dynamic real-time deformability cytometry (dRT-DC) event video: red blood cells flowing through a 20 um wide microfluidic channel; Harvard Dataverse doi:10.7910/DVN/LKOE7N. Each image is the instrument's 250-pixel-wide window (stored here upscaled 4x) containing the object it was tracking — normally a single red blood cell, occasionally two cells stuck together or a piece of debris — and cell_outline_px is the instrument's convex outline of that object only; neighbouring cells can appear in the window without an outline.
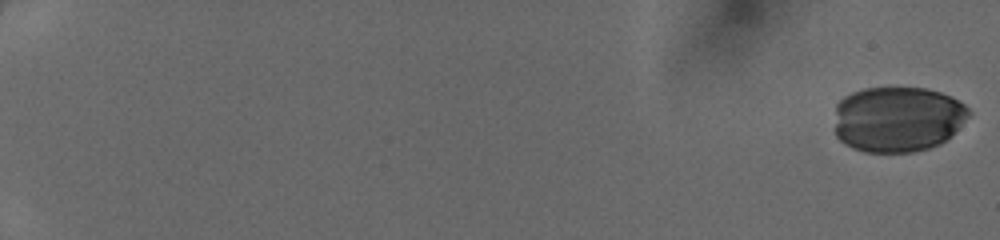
{"species": "human", "species_latin": "Homo sapiens", "temperature_condition": "cold", "stored_images_in_passage": 50, "camera_frame_rate_fps": 3000, "um_per_image_px": 0.085, "donor": {"sex": "female"}, "frame": {"image": 1, "passage_image": 1, "time_ms": 0.0, "image_size_px": [1000, 240], "cell_outline_px": [[972, 112], [940, 144], [928, 148], [912, 152], [864, 152], [852, 148], [840, 140], [836, 136], [836, 104], [844, 96], [852, 92], [864, 88], [924, 88], [940, 92], [952, 96], [964, 104]], "centroid_in_image_um": [76.27, 10.12], "position_along_channel_um": 8.7, "area_um2": 51.15}}
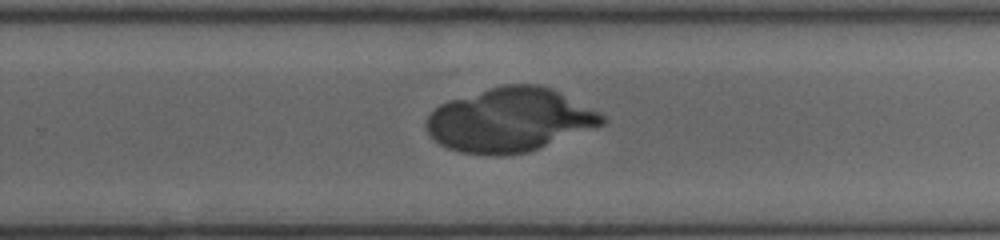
{"frame": {"image": 2, "passage_image": 36, "time_ms": 11.667, "image_size_px": [1000, 240], "cell_outline_px": [[608, 120], [604, 124], [528, 152], [504, 156], [500, 156], [460, 152], [448, 148], [440, 144], [428, 132], [428, 116], [440, 104], [448, 100], [500, 84], [540, 84], [552, 88], [600, 112]], "centroid_in_image_um": [43.36, 10.18], "position_along_channel_um": 286.4, "area_um2": 65.31}}
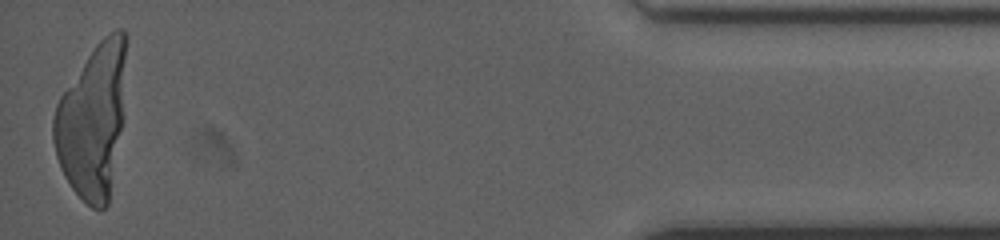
{"frame": {"image": 3, "passage_image": 50, "time_ms": 16.333, "image_size_px": [1000, 240], "cell_outline_px": [[128, 36], [124, 120], [108, 204], [100, 212], [92, 208], [72, 188], [64, 176], [60, 168], [56, 156], [52, 140], [52, 120], [56, 104], [60, 96], [96, 44], [108, 32], [116, 28], [124, 28]], "centroid_in_image_um": [7.92, 10.22], "position_along_channel_um": 427.3, "area_um2": 66.3}}